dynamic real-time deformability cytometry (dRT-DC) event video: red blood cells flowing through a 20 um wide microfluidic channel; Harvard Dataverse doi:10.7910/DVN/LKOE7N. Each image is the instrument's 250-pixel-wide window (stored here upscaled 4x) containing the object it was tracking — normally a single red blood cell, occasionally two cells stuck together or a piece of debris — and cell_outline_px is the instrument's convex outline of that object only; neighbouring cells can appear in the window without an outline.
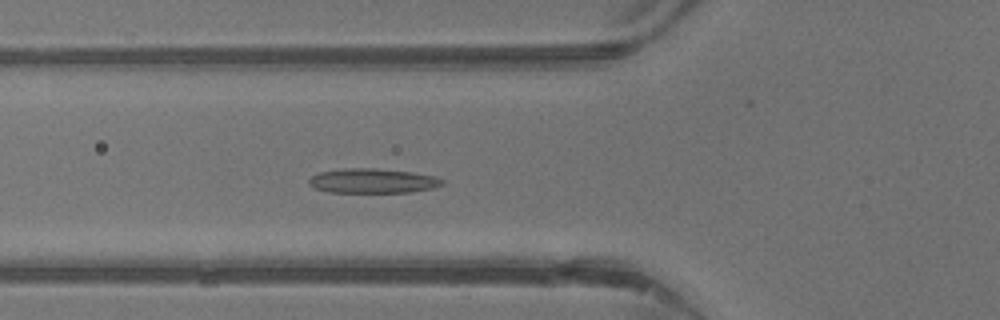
{"species": "common noctule bat (a hibernating species)", "species_latin": "Nyctalus noctula", "temperature_condition": "warm", "stored_images_in_passage": 42, "camera_frame_rate_fps": 3000, "um_per_image_px": 0.085, "animal": {"sex": "male", "body_mass_g": 13.3}, "frame": {"image": 1, "passage_image": 15, "time_ms": 4.667, "image_size_px": [1000, 320], "cell_outline_px": [[444, 184], [432, 188], [412, 192], [328, 192], [312, 188], [308, 184], [308, 180], [312, 176], [320, 172], [348, 168], [376, 168], [412, 172], [436, 176], [444, 180]], "centroid_in_image_um": [31.68, 15.37], "position_along_channel_um": 94.1, "area_um2": 19.19}}
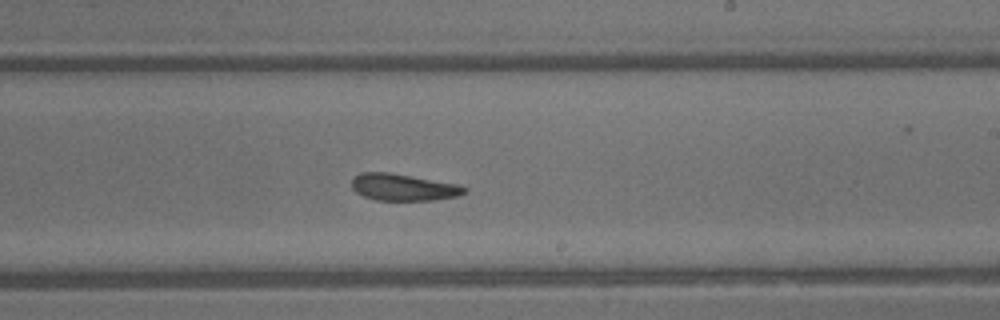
{"frame": {"image": 2, "passage_image": 25, "time_ms": 8.0, "image_size_px": [1000, 320], "cell_outline_px": [[468, 188], [464, 192], [456, 196], [432, 200], [376, 200], [364, 196], [356, 192], [352, 188], [352, 180], [360, 172], [388, 172], [456, 184]], "centroid_in_image_um": [34.23, 15.91], "position_along_channel_um": 254.8, "area_um2": 17.28}}
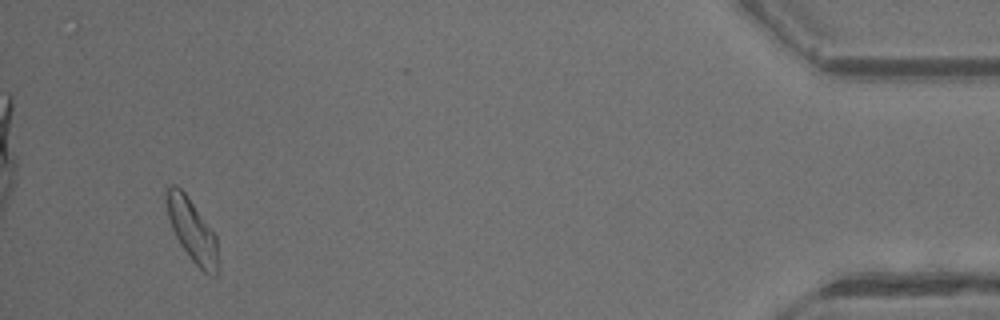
{"frame": {"image": 3, "passage_image": 40, "time_ms": 13.0, "image_size_px": [1000, 320], "cell_outline_px": [[220, 272], [216, 276], [204, 272], [192, 260], [180, 244], [172, 228], [168, 216], [168, 188], [172, 184], [176, 184], [184, 192], [216, 236]], "centroid_in_image_um": [16.39, 19.67], "position_along_channel_um": 418.8, "area_um2": 18.26}, "authors_computed_cell_mechanics": {"area_um2": 18.4093, "velocity_mm_per_s": 4.8076, "shape_relaxation_time_tau1_ms": 10.0397, "shape_relaxation_time_tau2_ms": 8.4726, "deformation_change_tau1": 0.3017, "deformation_change_tau2": 0.2033}}